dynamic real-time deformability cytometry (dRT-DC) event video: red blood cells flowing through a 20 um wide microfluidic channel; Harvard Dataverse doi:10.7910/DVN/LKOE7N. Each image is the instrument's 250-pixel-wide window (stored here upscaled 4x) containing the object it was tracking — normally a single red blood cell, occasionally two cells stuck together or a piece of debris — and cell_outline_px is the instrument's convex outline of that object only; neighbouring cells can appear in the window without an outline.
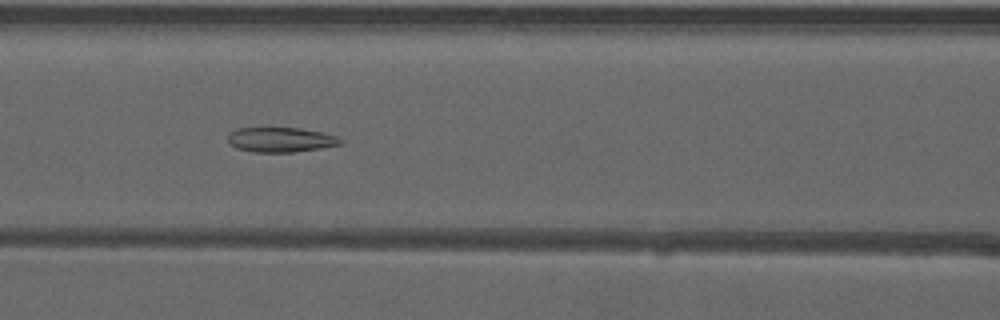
{"species": "common noctule bat (a hibernating species)", "species_latin": "Nyctalus noctula", "temperature_condition": "warm", "stored_images_in_passage": 44, "camera_frame_rate_fps": 3000, "um_per_image_px": 0.085, "animal": {"sex": "male", "forearm_length_mm": 52.5}, "frame": {"image": 1, "passage_image": 24, "time_ms": 7.667, "image_size_px": [1000, 320], "cell_outline_px": [[344, 140], [340, 144], [320, 148], [292, 152], [252, 152], [236, 148], [228, 144], [228, 132], [236, 128], [300, 128], [320, 132], [336, 136]], "centroid_in_image_um": [23.8, 11.87], "position_along_channel_um": 142.8, "area_um2": 16.3}}
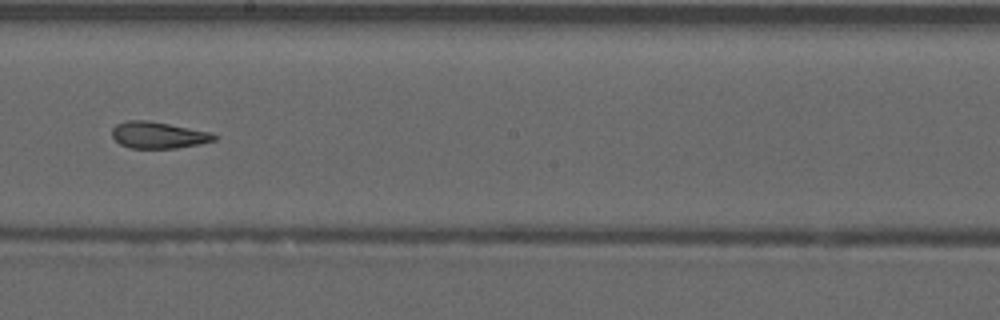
{"frame": {"image": 2, "passage_image": 31, "time_ms": 10.0, "image_size_px": [1000, 320], "cell_outline_px": [[220, 136], [216, 140], [200, 144], [176, 148], [128, 148], [120, 144], [112, 136], [112, 128], [116, 124], [128, 120], [148, 120], [212, 132]], "centroid_in_image_um": [13.49, 11.48], "position_along_channel_um": 234.7, "area_um2": 16.01}}
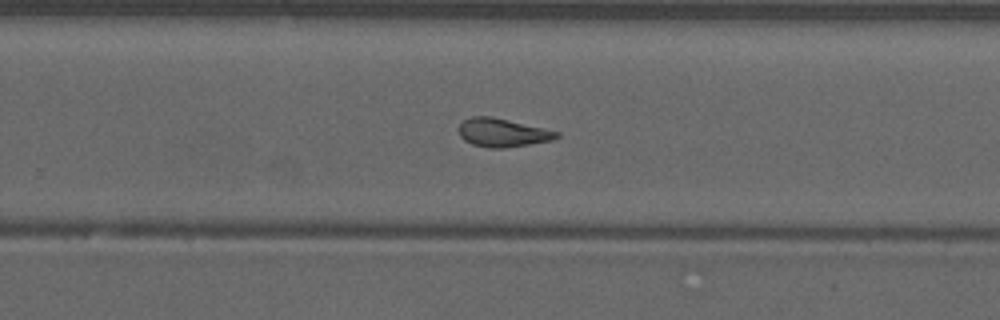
{"frame": {"image": 3, "passage_image": 35, "time_ms": 11.333, "image_size_px": [1000, 320], "cell_outline_px": [[560, 136], [552, 140], [504, 148], [488, 148], [472, 144], [464, 140], [460, 136], [460, 124], [464, 120], [472, 116], [492, 116], [544, 128], [560, 132]], "centroid_in_image_um": [42.72, 11.27], "position_along_channel_um": 287.1, "area_um2": 16.13}}